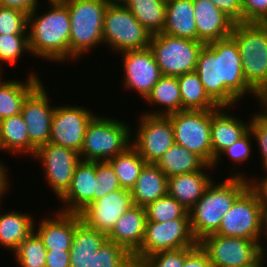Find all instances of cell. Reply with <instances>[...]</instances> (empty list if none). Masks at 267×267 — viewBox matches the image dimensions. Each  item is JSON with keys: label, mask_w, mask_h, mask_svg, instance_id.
<instances>
[{"label": "cell", "mask_w": 267, "mask_h": 267, "mask_svg": "<svg viewBox=\"0 0 267 267\" xmlns=\"http://www.w3.org/2000/svg\"><path fill=\"white\" fill-rule=\"evenodd\" d=\"M167 178L202 170L207 164L188 149L173 144L156 163Z\"/></svg>", "instance_id": "33"}, {"label": "cell", "mask_w": 267, "mask_h": 267, "mask_svg": "<svg viewBox=\"0 0 267 267\" xmlns=\"http://www.w3.org/2000/svg\"><path fill=\"white\" fill-rule=\"evenodd\" d=\"M218 9L228 16L235 24L243 23L241 0H210Z\"/></svg>", "instance_id": "47"}, {"label": "cell", "mask_w": 267, "mask_h": 267, "mask_svg": "<svg viewBox=\"0 0 267 267\" xmlns=\"http://www.w3.org/2000/svg\"><path fill=\"white\" fill-rule=\"evenodd\" d=\"M262 172H264L262 178L260 176L258 178L257 175H253L254 177H248V183L249 188L256 194L263 207L267 206V169Z\"/></svg>", "instance_id": "48"}, {"label": "cell", "mask_w": 267, "mask_h": 267, "mask_svg": "<svg viewBox=\"0 0 267 267\" xmlns=\"http://www.w3.org/2000/svg\"><path fill=\"white\" fill-rule=\"evenodd\" d=\"M45 12L37 6L28 14V44L31 56L51 63L70 61V15L61 0H46ZM49 9V10H48ZM42 14H39L41 13Z\"/></svg>", "instance_id": "2"}, {"label": "cell", "mask_w": 267, "mask_h": 267, "mask_svg": "<svg viewBox=\"0 0 267 267\" xmlns=\"http://www.w3.org/2000/svg\"><path fill=\"white\" fill-rule=\"evenodd\" d=\"M122 56L123 74L121 87L126 91L138 93L140 99H145L153 86L162 76L156 63L153 51L150 48L129 50L119 54Z\"/></svg>", "instance_id": "16"}, {"label": "cell", "mask_w": 267, "mask_h": 267, "mask_svg": "<svg viewBox=\"0 0 267 267\" xmlns=\"http://www.w3.org/2000/svg\"><path fill=\"white\" fill-rule=\"evenodd\" d=\"M148 221L166 222L182 218L188 210L169 194L145 207Z\"/></svg>", "instance_id": "39"}, {"label": "cell", "mask_w": 267, "mask_h": 267, "mask_svg": "<svg viewBox=\"0 0 267 267\" xmlns=\"http://www.w3.org/2000/svg\"><path fill=\"white\" fill-rule=\"evenodd\" d=\"M94 193H97L96 161L80 160L68 190L58 201L63 207L57 210L78 214L93 202Z\"/></svg>", "instance_id": "19"}, {"label": "cell", "mask_w": 267, "mask_h": 267, "mask_svg": "<svg viewBox=\"0 0 267 267\" xmlns=\"http://www.w3.org/2000/svg\"><path fill=\"white\" fill-rule=\"evenodd\" d=\"M44 82L40 83L25 99L21 115L29 134L30 142L38 149L49 143L50 129L55 105ZM51 100V101H50Z\"/></svg>", "instance_id": "17"}, {"label": "cell", "mask_w": 267, "mask_h": 267, "mask_svg": "<svg viewBox=\"0 0 267 267\" xmlns=\"http://www.w3.org/2000/svg\"><path fill=\"white\" fill-rule=\"evenodd\" d=\"M167 0H129L125 6L150 33L163 31Z\"/></svg>", "instance_id": "34"}, {"label": "cell", "mask_w": 267, "mask_h": 267, "mask_svg": "<svg viewBox=\"0 0 267 267\" xmlns=\"http://www.w3.org/2000/svg\"><path fill=\"white\" fill-rule=\"evenodd\" d=\"M30 71L25 81L3 79L0 73V120L20 114L27 96L42 82L38 71Z\"/></svg>", "instance_id": "25"}, {"label": "cell", "mask_w": 267, "mask_h": 267, "mask_svg": "<svg viewBox=\"0 0 267 267\" xmlns=\"http://www.w3.org/2000/svg\"><path fill=\"white\" fill-rule=\"evenodd\" d=\"M102 31L103 45L114 54L149 48L153 35L123 5L107 6Z\"/></svg>", "instance_id": "7"}, {"label": "cell", "mask_w": 267, "mask_h": 267, "mask_svg": "<svg viewBox=\"0 0 267 267\" xmlns=\"http://www.w3.org/2000/svg\"><path fill=\"white\" fill-rule=\"evenodd\" d=\"M136 122L135 132L132 130L131 133V144L147 163L156 164L175 143L171 120L168 116L141 113Z\"/></svg>", "instance_id": "13"}, {"label": "cell", "mask_w": 267, "mask_h": 267, "mask_svg": "<svg viewBox=\"0 0 267 267\" xmlns=\"http://www.w3.org/2000/svg\"><path fill=\"white\" fill-rule=\"evenodd\" d=\"M208 255L212 267H246L255 264L263 256L259 241L241 237L212 234L198 242Z\"/></svg>", "instance_id": "11"}, {"label": "cell", "mask_w": 267, "mask_h": 267, "mask_svg": "<svg viewBox=\"0 0 267 267\" xmlns=\"http://www.w3.org/2000/svg\"><path fill=\"white\" fill-rule=\"evenodd\" d=\"M174 129V142L212 166V110H183L168 115Z\"/></svg>", "instance_id": "10"}, {"label": "cell", "mask_w": 267, "mask_h": 267, "mask_svg": "<svg viewBox=\"0 0 267 267\" xmlns=\"http://www.w3.org/2000/svg\"><path fill=\"white\" fill-rule=\"evenodd\" d=\"M97 193H94L93 202L109 192L121 189L118 177L108 162L96 161Z\"/></svg>", "instance_id": "43"}, {"label": "cell", "mask_w": 267, "mask_h": 267, "mask_svg": "<svg viewBox=\"0 0 267 267\" xmlns=\"http://www.w3.org/2000/svg\"><path fill=\"white\" fill-rule=\"evenodd\" d=\"M205 44L164 34H153L149 48L153 51L163 76L178 77L196 69L198 55Z\"/></svg>", "instance_id": "8"}, {"label": "cell", "mask_w": 267, "mask_h": 267, "mask_svg": "<svg viewBox=\"0 0 267 267\" xmlns=\"http://www.w3.org/2000/svg\"><path fill=\"white\" fill-rule=\"evenodd\" d=\"M0 160V207L2 204V201L7 197L6 194L10 193L9 191L11 190L10 186H12L10 183L12 181H9V172L6 164ZM8 170V171H7ZM10 185V186H9ZM10 189V190H9ZM2 208H0L1 211Z\"/></svg>", "instance_id": "51"}, {"label": "cell", "mask_w": 267, "mask_h": 267, "mask_svg": "<svg viewBox=\"0 0 267 267\" xmlns=\"http://www.w3.org/2000/svg\"><path fill=\"white\" fill-rule=\"evenodd\" d=\"M256 112V113H255ZM253 115H250L249 129L253 135L254 143L259 152L260 164L262 170L267 169V115H265L260 109L255 111ZM261 155V156H260Z\"/></svg>", "instance_id": "42"}, {"label": "cell", "mask_w": 267, "mask_h": 267, "mask_svg": "<svg viewBox=\"0 0 267 267\" xmlns=\"http://www.w3.org/2000/svg\"><path fill=\"white\" fill-rule=\"evenodd\" d=\"M253 141L254 138L249 129L238 141H236L233 145L227 147L218 155V157L214 160L212 164V168L217 169L216 167L222 164L220 161L223 160V158L226 156V158L233 165V169L237 168V164H245L246 161L248 162V164H250L249 162H252L250 161V159L252 160L250 156H252L251 154L254 153V151L252 150L256 149L252 147L255 146L252 145L254 144L252 143Z\"/></svg>", "instance_id": "40"}, {"label": "cell", "mask_w": 267, "mask_h": 267, "mask_svg": "<svg viewBox=\"0 0 267 267\" xmlns=\"http://www.w3.org/2000/svg\"><path fill=\"white\" fill-rule=\"evenodd\" d=\"M118 177L122 189L131 190L147 162L131 145L123 153L107 161Z\"/></svg>", "instance_id": "35"}, {"label": "cell", "mask_w": 267, "mask_h": 267, "mask_svg": "<svg viewBox=\"0 0 267 267\" xmlns=\"http://www.w3.org/2000/svg\"><path fill=\"white\" fill-rule=\"evenodd\" d=\"M164 34L198 41L193 0H167Z\"/></svg>", "instance_id": "29"}, {"label": "cell", "mask_w": 267, "mask_h": 267, "mask_svg": "<svg viewBox=\"0 0 267 267\" xmlns=\"http://www.w3.org/2000/svg\"><path fill=\"white\" fill-rule=\"evenodd\" d=\"M265 238V239H263ZM267 242V206H263V215H262V246H266Z\"/></svg>", "instance_id": "52"}, {"label": "cell", "mask_w": 267, "mask_h": 267, "mask_svg": "<svg viewBox=\"0 0 267 267\" xmlns=\"http://www.w3.org/2000/svg\"><path fill=\"white\" fill-rule=\"evenodd\" d=\"M198 41L209 44L230 37L234 22L210 0H193Z\"/></svg>", "instance_id": "20"}, {"label": "cell", "mask_w": 267, "mask_h": 267, "mask_svg": "<svg viewBox=\"0 0 267 267\" xmlns=\"http://www.w3.org/2000/svg\"><path fill=\"white\" fill-rule=\"evenodd\" d=\"M234 108L235 107H219L216 110H212V164L222 151L233 145L249 130L250 119L247 122L241 119L239 114L234 116L233 113L229 111Z\"/></svg>", "instance_id": "21"}, {"label": "cell", "mask_w": 267, "mask_h": 267, "mask_svg": "<svg viewBox=\"0 0 267 267\" xmlns=\"http://www.w3.org/2000/svg\"><path fill=\"white\" fill-rule=\"evenodd\" d=\"M46 267H70L69 250H47Z\"/></svg>", "instance_id": "49"}, {"label": "cell", "mask_w": 267, "mask_h": 267, "mask_svg": "<svg viewBox=\"0 0 267 267\" xmlns=\"http://www.w3.org/2000/svg\"><path fill=\"white\" fill-rule=\"evenodd\" d=\"M28 13L0 6V34H28Z\"/></svg>", "instance_id": "41"}, {"label": "cell", "mask_w": 267, "mask_h": 267, "mask_svg": "<svg viewBox=\"0 0 267 267\" xmlns=\"http://www.w3.org/2000/svg\"><path fill=\"white\" fill-rule=\"evenodd\" d=\"M33 214L12 209L0 212V247L12 253L34 230Z\"/></svg>", "instance_id": "31"}, {"label": "cell", "mask_w": 267, "mask_h": 267, "mask_svg": "<svg viewBox=\"0 0 267 267\" xmlns=\"http://www.w3.org/2000/svg\"><path fill=\"white\" fill-rule=\"evenodd\" d=\"M130 192L133 204L145 208L168 194V178L156 164L147 163Z\"/></svg>", "instance_id": "28"}, {"label": "cell", "mask_w": 267, "mask_h": 267, "mask_svg": "<svg viewBox=\"0 0 267 267\" xmlns=\"http://www.w3.org/2000/svg\"><path fill=\"white\" fill-rule=\"evenodd\" d=\"M50 214V217L44 216L34 222V231L42 239L46 250H70L75 232V213L55 210Z\"/></svg>", "instance_id": "23"}, {"label": "cell", "mask_w": 267, "mask_h": 267, "mask_svg": "<svg viewBox=\"0 0 267 267\" xmlns=\"http://www.w3.org/2000/svg\"><path fill=\"white\" fill-rule=\"evenodd\" d=\"M89 267H136L132 255L122 246L107 240L94 252Z\"/></svg>", "instance_id": "37"}, {"label": "cell", "mask_w": 267, "mask_h": 267, "mask_svg": "<svg viewBox=\"0 0 267 267\" xmlns=\"http://www.w3.org/2000/svg\"><path fill=\"white\" fill-rule=\"evenodd\" d=\"M230 36L238 45L245 81L260 96L267 89V23H236Z\"/></svg>", "instance_id": "5"}, {"label": "cell", "mask_w": 267, "mask_h": 267, "mask_svg": "<svg viewBox=\"0 0 267 267\" xmlns=\"http://www.w3.org/2000/svg\"><path fill=\"white\" fill-rule=\"evenodd\" d=\"M12 254L17 267H46L47 250L34 230Z\"/></svg>", "instance_id": "36"}, {"label": "cell", "mask_w": 267, "mask_h": 267, "mask_svg": "<svg viewBox=\"0 0 267 267\" xmlns=\"http://www.w3.org/2000/svg\"><path fill=\"white\" fill-rule=\"evenodd\" d=\"M263 259H264L265 265H267V260H266L267 259V246L263 247Z\"/></svg>", "instance_id": "56"}, {"label": "cell", "mask_w": 267, "mask_h": 267, "mask_svg": "<svg viewBox=\"0 0 267 267\" xmlns=\"http://www.w3.org/2000/svg\"><path fill=\"white\" fill-rule=\"evenodd\" d=\"M40 162L45 177V184L59 200L68 190L75 167L81 160L79 153L73 149L47 143L39 147L32 161Z\"/></svg>", "instance_id": "14"}, {"label": "cell", "mask_w": 267, "mask_h": 267, "mask_svg": "<svg viewBox=\"0 0 267 267\" xmlns=\"http://www.w3.org/2000/svg\"><path fill=\"white\" fill-rule=\"evenodd\" d=\"M258 104L259 109L267 115V89L259 96Z\"/></svg>", "instance_id": "53"}, {"label": "cell", "mask_w": 267, "mask_h": 267, "mask_svg": "<svg viewBox=\"0 0 267 267\" xmlns=\"http://www.w3.org/2000/svg\"><path fill=\"white\" fill-rule=\"evenodd\" d=\"M183 267H212L208 255L199 245L184 248Z\"/></svg>", "instance_id": "46"}, {"label": "cell", "mask_w": 267, "mask_h": 267, "mask_svg": "<svg viewBox=\"0 0 267 267\" xmlns=\"http://www.w3.org/2000/svg\"><path fill=\"white\" fill-rule=\"evenodd\" d=\"M183 110H216L219 106L209 97L198 74L193 71L177 77Z\"/></svg>", "instance_id": "32"}, {"label": "cell", "mask_w": 267, "mask_h": 267, "mask_svg": "<svg viewBox=\"0 0 267 267\" xmlns=\"http://www.w3.org/2000/svg\"><path fill=\"white\" fill-rule=\"evenodd\" d=\"M108 240L107 234L86 226L75 213V232L70 253V267H89L94 252Z\"/></svg>", "instance_id": "26"}, {"label": "cell", "mask_w": 267, "mask_h": 267, "mask_svg": "<svg viewBox=\"0 0 267 267\" xmlns=\"http://www.w3.org/2000/svg\"><path fill=\"white\" fill-rule=\"evenodd\" d=\"M133 205L131 192L121 188L87 205L78 214L86 226L108 234L119 217Z\"/></svg>", "instance_id": "18"}, {"label": "cell", "mask_w": 267, "mask_h": 267, "mask_svg": "<svg viewBox=\"0 0 267 267\" xmlns=\"http://www.w3.org/2000/svg\"><path fill=\"white\" fill-rule=\"evenodd\" d=\"M263 207L256 194L248 187L223 215L216 234L241 237L262 243Z\"/></svg>", "instance_id": "12"}, {"label": "cell", "mask_w": 267, "mask_h": 267, "mask_svg": "<svg viewBox=\"0 0 267 267\" xmlns=\"http://www.w3.org/2000/svg\"><path fill=\"white\" fill-rule=\"evenodd\" d=\"M184 248L160 251L146 257L137 267H183Z\"/></svg>", "instance_id": "44"}, {"label": "cell", "mask_w": 267, "mask_h": 267, "mask_svg": "<svg viewBox=\"0 0 267 267\" xmlns=\"http://www.w3.org/2000/svg\"><path fill=\"white\" fill-rule=\"evenodd\" d=\"M243 23H267V0H241Z\"/></svg>", "instance_id": "45"}, {"label": "cell", "mask_w": 267, "mask_h": 267, "mask_svg": "<svg viewBox=\"0 0 267 267\" xmlns=\"http://www.w3.org/2000/svg\"><path fill=\"white\" fill-rule=\"evenodd\" d=\"M121 119L96 115L88 124L80 159L107 162L131 146L132 129Z\"/></svg>", "instance_id": "6"}, {"label": "cell", "mask_w": 267, "mask_h": 267, "mask_svg": "<svg viewBox=\"0 0 267 267\" xmlns=\"http://www.w3.org/2000/svg\"><path fill=\"white\" fill-rule=\"evenodd\" d=\"M245 174L244 171L239 170L235 173L234 170L230 171L227 175L230 176L224 180L213 179L203 196L189 210L190 227L197 242L218 232L223 215L249 187V175Z\"/></svg>", "instance_id": "3"}, {"label": "cell", "mask_w": 267, "mask_h": 267, "mask_svg": "<svg viewBox=\"0 0 267 267\" xmlns=\"http://www.w3.org/2000/svg\"><path fill=\"white\" fill-rule=\"evenodd\" d=\"M32 158L37 148L30 142L27 125L20 114L0 120V151ZM12 153V154H11ZM15 154V155H14Z\"/></svg>", "instance_id": "30"}, {"label": "cell", "mask_w": 267, "mask_h": 267, "mask_svg": "<svg viewBox=\"0 0 267 267\" xmlns=\"http://www.w3.org/2000/svg\"><path fill=\"white\" fill-rule=\"evenodd\" d=\"M144 102L149 105V108L157 109L154 111L151 108L148 112L146 110L140 112L146 115L168 116L181 111V96L177 77L162 75Z\"/></svg>", "instance_id": "27"}, {"label": "cell", "mask_w": 267, "mask_h": 267, "mask_svg": "<svg viewBox=\"0 0 267 267\" xmlns=\"http://www.w3.org/2000/svg\"><path fill=\"white\" fill-rule=\"evenodd\" d=\"M25 53L31 55L28 34H0V73L4 74L7 63L16 66L18 59L25 58Z\"/></svg>", "instance_id": "38"}, {"label": "cell", "mask_w": 267, "mask_h": 267, "mask_svg": "<svg viewBox=\"0 0 267 267\" xmlns=\"http://www.w3.org/2000/svg\"><path fill=\"white\" fill-rule=\"evenodd\" d=\"M70 15V61L80 59L103 45L106 0H61ZM84 55V56H83Z\"/></svg>", "instance_id": "4"}, {"label": "cell", "mask_w": 267, "mask_h": 267, "mask_svg": "<svg viewBox=\"0 0 267 267\" xmlns=\"http://www.w3.org/2000/svg\"><path fill=\"white\" fill-rule=\"evenodd\" d=\"M195 72L219 107H235L250 94L258 102L259 96L245 81L239 48L231 36L205 44L198 55Z\"/></svg>", "instance_id": "1"}, {"label": "cell", "mask_w": 267, "mask_h": 267, "mask_svg": "<svg viewBox=\"0 0 267 267\" xmlns=\"http://www.w3.org/2000/svg\"><path fill=\"white\" fill-rule=\"evenodd\" d=\"M39 4V0H0V6L20 9L28 14Z\"/></svg>", "instance_id": "50"}, {"label": "cell", "mask_w": 267, "mask_h": 267, "mask_svg": "<svg viewBox=\"0 0 267 267\" xmlns=\"http://www.w3.org/2000/svg\"><path fill=\"white\" fill-rule=\"evenodd\" d=\"M55 104L49 143L80 153L90 121L97 115L84 106ZM93 112V113H92Z\"/></svg>", "instance_id": "15"}, {"label": "cell", "mask_w": 267, "mask_h": 267, "mask_svg": "<svg viewBox=\"0 0 267 267\" xmlns=\"http://www.w3.org/2000/svg\"><path fill=\"white\" fill-rule=\"evenodd\" d=\"M212 171L213 173L215 172L212 166L206 165L200 171L169 177L168 194L189 211L203 196L205 190L215 177L212 176Z\"/></svg>", "instance_id": "24"}, {"label": "cell", "mask_w": 267, "mask_h": 267, "mask_svg": "<svg viewBox=\"0 0 267 267\" xmlns=\"http://www.w3.org/2000/svg\"><path fill=\"white\" fill-rule=\"evenodd\" d=\"M128 1L129 0H106V2L108 3V5H123V6H125V4Z\"/></svg>", "instance_id": "54"}, {"label": "cell", "mask_w": 267, "mask_h": 267, "mask_svg": "<svg viewBox=\"0 0 267 267\" xmlns=\"http://www.w3.org/2000/svg\"><path fill=\"white\" fill-rule=\"evenodd\" d=\"M189 211L179 219L166 222L146 221L145 236L141 248L132 256L136 267L148 256L168 250L195 247Z\"/></svg>", "instance_id": "9"}, {"label": "cell", "mask_w": 267, "mask_h": 267, "mask_svg": "<svg viewBox=\"0 0 267 267\" xmlns=\"http://www.w3.org/2000/svg\"><path fill=\"white\" fill-rule=\"evenodd\" d=\"M146 221L145 208L133 205L116 221L107 234L108 240L122 246L133 256L144 240Z\"/></svg>", "instance_id": "22"}, {"label": "cell", "mask_w": 267, "mask_h": 267, "mask_svg": "<svg viewBox=\"0 0 267 267\" xmlns=\"http://www.w3.org/2000/svg\"><path fill=\"white\" fill-rule=\"evenodd\" d=\"M265 262H264V259H263V256L253 265H249V266H246V267H265Z\"/></svg>", "instance_id": "55"}]
</instances>
